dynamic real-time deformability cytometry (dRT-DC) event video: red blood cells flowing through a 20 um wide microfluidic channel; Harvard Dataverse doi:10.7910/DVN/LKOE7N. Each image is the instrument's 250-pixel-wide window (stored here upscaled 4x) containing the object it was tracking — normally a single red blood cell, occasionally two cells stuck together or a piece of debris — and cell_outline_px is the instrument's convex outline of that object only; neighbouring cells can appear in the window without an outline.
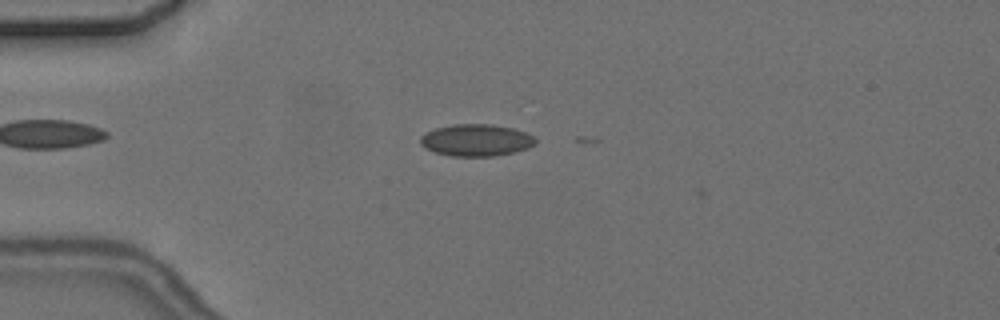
{"species": "common noctule bat (a hibernating species)", "species_latin": "Nyctalus noctula", "temperature_condition": "cold", "stored_images_in_passage": 4, "camera_frame_rate_fps": 3000, "um_per_image_px": 0.085, "animal": {"sex": "female", "body_mass_g": 24.6, "forearm_length_mm": 56.2}, "frame": {"image": 1, "passage_image": 3, "time_ms": 3.667, "image_size_px": [1000, 320], "cell_outline_px": [[536, 144], [528, 148], [516, 152], [496, 156], [452, 156], [436, 152], [424, 148], [420, 144], [420, 136], [424, 132], [436, 128], [452, 124], [492, 124], [512, 128], [524, 132], [532, 136], [536, 140]], "centroid_in_image_um": [40.45, 11.91], "position_along_channel_um": 44.5, "area_um2": 21.56}}